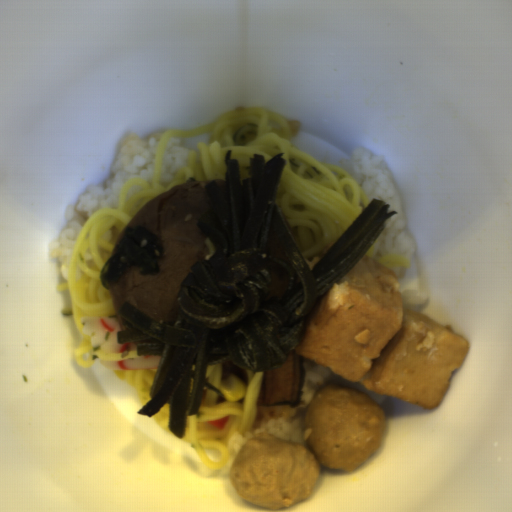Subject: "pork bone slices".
I'll list each match as a JSON object with an SVG mask.
<instances>
[{"instance_id": "1", "label": "pork bone slices", "mask_w": 512, "mask_h": 512, "mask_svg": "<svg viewBox=\"0 0 512 512\" xmlns=\"http://www.w3.org/2000/svg\"><path fill=\"white\" fill-rule=\"evenodd\" d=\"M212 181L227 193L225 178L197 179L192 175L152 198L123 225L111 257L126 229L136 226L159 237L162 256L155 258L159 273H140L142 266H129L110 287L116 314L129 303L156 321L164 323L176 318L181 281L192 272L196 260H207L216 252L214 244L197 224L201 215L210 209L206 186Z\"/></svg>"}]
</instances>
